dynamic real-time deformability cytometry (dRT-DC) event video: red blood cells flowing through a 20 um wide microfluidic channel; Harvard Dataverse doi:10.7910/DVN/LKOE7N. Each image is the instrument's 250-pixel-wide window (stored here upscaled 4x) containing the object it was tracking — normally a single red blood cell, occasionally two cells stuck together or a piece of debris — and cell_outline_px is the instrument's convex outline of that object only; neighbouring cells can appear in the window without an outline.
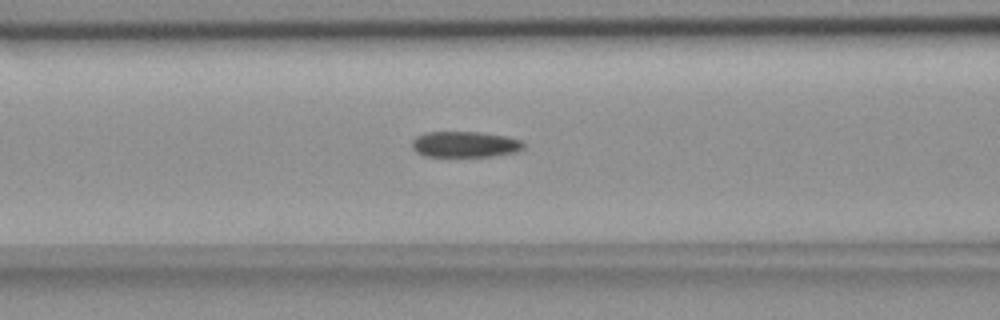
{"species": "common noctule bat (a hibernating species)", "species_latin": "Nyctalus noctula", "temperature_condition": "room temperature", "stored_images_in_passage": 50, "camera_frame_rate_fps": 3000, "um_per_image_px": 0.085, "animal": {"sex": "female", "body_mass_g": 18.4}, "frame": {"image": 1, "passage_image": 16, "time_ms": 5.0, "image_size_px": [1000, 320], "cell_outline_px": [[524, 148], [516, 152], [496, 156], [424, 156], [416, 152], [412, 148], [412, 140], [416, 136], [424, 132], [480, 132], [508, 136], [524, 140]], "centroid_in_image_um": [39.55, 12.26], "position_along_channel_um": 127.0, "area_um2": 17.11}}
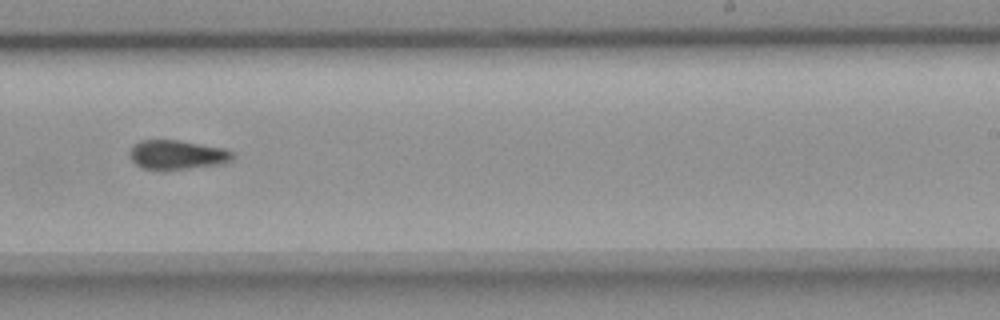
{"frame": {"image": 2, "passage_image": 28, "time_ms": 9.0, "image_size_px": [1000, 320], "cell_outline_px": [[236, 156], [232, 160], [224, 164], [160, 172], [140, 168], [128, 156], [128, 152], [132, 144], [140, 140], [180, 140], [228, 148]], "centroid_in_image_um": [15.05, 13.18], "position_along_channel_um": 274.0, "area_um2": 18.55}}
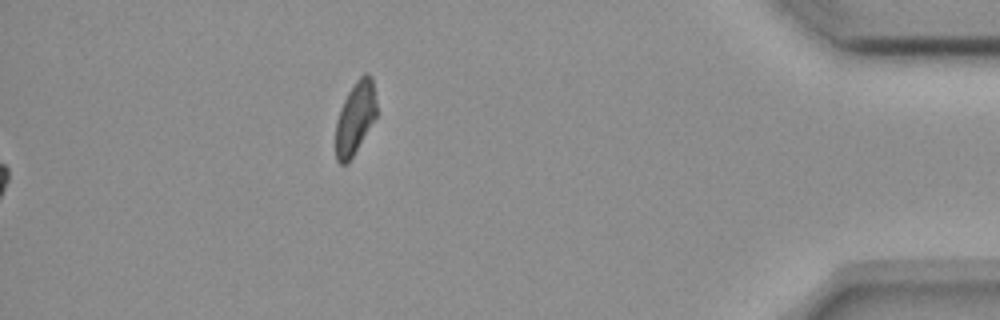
{"frame": {"image": 3, "passage_image": 50, "time_ms": 16.333, "image_size_px": [1000, 320], "cell_outline_px": [[376, 116], [352, 156], [344, 164], [340, 164], [336, 160], [336, 120], [340, 108], [348, 92], [356, 80], [364, 72], [368, 72], [372, 76], [376, 100]], "centroid_in_image_um": [30.19, 9.96], "position_along_channel_um": 405.0, "area_um2": 17.05}}